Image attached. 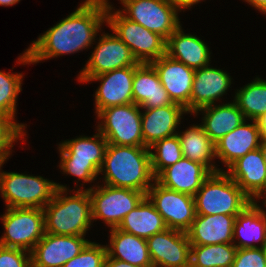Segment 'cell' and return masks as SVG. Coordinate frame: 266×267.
Instances as JSON below:
<instances>
[{
	"mask_svg": "<svg viewBox=\"0 0 266 267\" xmlns=\"http://www.w3.org/2000/svg\"><path fill=\"white\" fill-rule=\"evenodd\" d=\"M79 5L33 41L18 57L17 63L36 64L65 54L78 53L96 44L98 33L106 23V5L101 0H84Z\"/></svg>",
	"mask_w": 266,
	"mask_h": 267,
	"instance_id": "1",
	"label": "cell"
},
{
	"mask_svg": "<svg viewBox=\"0 0 266 267\" xmlns=\"http://www.w3.org/2000/svg\"><path fill=\"white\" fill-rule=\"evenodd\" d=\"M99 174L103 184L141 191L147 195L155 181L148 147L108 144Z\"/></svg>",
	"mask_w": 266,
	"mask_h": 267,
	"instance_id": "2",
	"label": "cell"
},
{
	"mask_svg": "<svg viewBox=\"0 0 266 267\" xmlns=\"http://www.w3.org/2000/svg\"><path fill=\"white\" fill-rule=\"evenodd\" d=\"M66 185L57 183L53 199L43 208L45 232L53 235L86 236L92 224L88 189L77 188L70 196Z\"/></svg>",
	"mask_w": 266,
	"mask_h": 267,
	"instance_id": "3",
	"label": "cell"
},
{
	"mask_svg": "<svg viewBox=\"0 0 266 267\" xmlns=\"http://www.w3.org/2000/svg\"><path fill=\"white\" fill-rule=\"evenodd\" d=\"M58 145L60 154L58 166L63 174L77 177L76 184L82 180L83 185L80 184V187L97 180L108 145L98 130L92 137L80 135L74 139L64 140Z\"/></svg>",
	"mask_w": 266,
	"mask_h": 267,
	"instance_id": "4",
	"label": "cell"
},
{
	"mask_svg": "<svg viewBox=\"0 0 266 267\" xmlns=\"http://www.w3.org/2000/svg\"><path fill=\"white\" fill-rule=\"evenodd\" d=\"M193 197L196 215L237 216L252 202L225 171L212 173Z\"/></svg>",
	"mask_w": 266,
	"mask_h": 267,
	"instance_id": "5",
	"label": "cell"
},
{
	"mask_svg": "<svg viewBox=\"0 0 266 267\" xmlns=\"http://www.w3.org/2000/svg\"><path fill=\"white\" fill-rule=\"evenodd\" d=\"M0 193L6 208L43 209L54 197L57 183L42 176L2 171Z\"/></svg>",
	"mask_w": 266,
	"mask_h": 267,
	"instance_id": "6",
	"label": "cell"
},
{
	"mask_svg": "<svg viewBox=\"0 0 266 267\" xmlns=\"http://www.w3.org/2000/svg\"><path fill=\"white\" fill-rule=\"evenodd\" d=\"M101 1L106 5L107 27L130 48L138 63H151L166 54V40L162 36L126 18L109 0Z\"/></svg>",
	"mask_w": 266,
	"mask_h": 267,
	"instance_id": "7",
	"label": "cell"
},
{
	"mask_svg": "<svg viewBox=\"0 0 266 267\" xmlns=\"http://www.w3.org/2000/svg\"><path fill=\"white\" fill-rule=\"evenodd\" d=\"M141 107L132 103L110 106L97 114L98 130L108 144L144 147Z\"/></svg>",
	"mask_w": 266,
	"mask_h": 267,
	"instance_id": "8",
	"label": "cell"
},
{
	"mask_svg": "<svg viewBox=\"0 0 266 267\" xmlns=\"http://www.w3.org/2000/svg\"><path fill=\"white\" fill-rule=\"evenodd\" d=\"M86 189L91 197L92 221L100 219L110 229L118 228L124 217L146 197L141 191L106 184H93Z\"/></svg>",
	"mask_w": 266,
	"mask_h": 267,
	"instance_id": "9",
	"label": "cell"
},
{
	"mask_svg": "<svg viewBox=\"0 0 266 267\" xmlns=\"http://www.w3.org/2000/svg\"><path fill=\"white\" fill-rule=\"evenodd\" d=\"M4 233L0 245L31 252L44 236L45 223L43 209L6 208L1 215Z\"/></svg>",
	"mask_w": 266,
	"mask_h": 267,
	"instance_id": "10",
	"label": "cell"
},
{
	"mask_svg": "<svg viewBox=\"0 0 266 267\" xmlns=\"http://www.w3.org/2000/svg\"><path fill=\"white\" fill-rule=\"evenodd\" d=\"M119 11L129 20L162 36L165 40L181 25V10L171 0H120Z\"/></svg>",
	"mask_w": 266,
	"mask_h": 267,
	"instance_id": "11",
	"label": "cell"
},
{
	"mask_svg": "<svg viewBox=\"0 0 266 267\" xmlns=\"http://www.w3.org/2000/svg\"><path fill=\"white\" fill-rule=\"evenodd\" d=\"M162 216L166 227L187 232L196 216L194 197L160 185L156 180L146 195Z\"/></svg>",
	"mask_w": 266,
	"mask_h": 267,
	"instance_id": "12",
	"label": "cell"
},
{
	"mask_svg": "<svg viewBox=\"0 0 266 267\" xmlns=\"http://www.w3.org/2000/svg\"><path fill=\"white\" fill-rule=\"evenodd\" d=\"M94 51L80 70L77 78H91L105 72L124 67L137 66L139 63L132 55L130 48L116 34L103 32Z\"/></svg>",
	"mask_w": 266,
	"mask_h": 267,
	"instance_id": "13",
	"label": "cell"
},
{
	"mask_svg": "<svg viewBox=\"0 0 266 267\" xmlns=\"http://www.w3.org/2000/svg\"><path fill=\"white\" fill-rule=\"evenodd\" d=\"M134 66L115 69L91 78H78V82L100 81L95 91V114L110 106L132 104Z\"/></svg>",
	"mask_w": 266,
	"mask_h": 267,
	"instance_id": "14",
	"label": "cell"
},
{
	"mask_svg": "<svg viewBox=\"0 0 266 267\" xmlns=\"http://www.w3.org/2000/svg\"><path fill=\"white\" fill-rule=\"evenodd\" d=\"M146 241L153 267H190L191 244L186 232L167 228Z\"/></svg>",
	"mask_w": 266,
	"mask_h": 267,
	"instance_id": "15",
	"label": "cell"
},
{
	"mask_svg": "<svg viewBox=\"0 0 266 267\" xmlns=\"http://www.w3.org/2000/svg\"><path fill=\"white\" fill-rule=\"evenodd\" d=\"M89 242L84 236L53 235L45 232L30 252L32 267H62Z\"/></svg>",
	"mask_w": 266,
	"mask_h": 267,
	"instance_id": "16",
	"label": "cell"
},
{
	"mask_svg": "<svg viewBox=\"0 0 266 267\" xmlns=\"http://www.w3.org/2000/svg\"><path fill=\"white\" fill-rule=\"evenodd\" d=\"M158 73L163 88L173 103L190 113V97L195 70L167 54L150 63Z\"/></svg>",
	"mask_w": 266,
	"mask_h": 267,
	"instance_id": "17",
	"label": "cell"
},
{
	"mask_svg": "<svg viewBox=\"0 0 266 267\" xmlns=\"http://www.w3.org/2000/svg\"><path fill=\"white\" fill-rule=\"evenodd\" d=\"M225 172L252 201H266V164L260 148L239 158Z\"/></svg>",
	"mask_w": 266,
	"mask_h": 267,
	"instance_id": "18",
	"label": "cell"
},
{
	"mask_svg": "<svg viewBox=\"0 0 266 267\" xmlns=\"http://www.w3.org/2000/svg\"><path fill=\"white\" fill-rule=\"evenodd\" d=\"M246 121L215 143L216 158L227 169L248 152L260 148L263 135L257 121Z\"/></svg>",
	"mask_w": 266,
	"mask_h": 267,
	"instance_id": "19",
	"label": "cell"
},
{
	"mask_svg": "<svg viewBox=\"0 0 266 267\" xmlns=\"http://www.w3.org/2000/svg\"><path fill=\"white\" fill-rule=\"evenodd\" d=\"M207 65L195 70L190 97L191 115L198 109L213 105L227 94L233 78L222 69Z\"/></svg>",
	"mask_w": 266,
	"mask_h": 267,
	"instance_id": "20",
	"label": "cell"
},
{
	"mask_svg": "<svg viewBox=\"0 0 266 267\" xmlns=\"http://www.w3.org/2000/svg\"><path fill=\"white\" fill-rule=\"evenodd\" d=\"M141 129L144 147L152 146L156 141L178 133V126L182 117L188 112L186 109L173 103L164 107L141 109Z\"/></svg>",
	"mask_w": 266,
	"mask_h": 267,
	"instance_id": "21",
	"label": "cell"
},
{
	"mask_svg": "<svg viewBox=\"0 0 266 267\" xmlns=\"http://www.w3.org/2000/svg\"><path fill=\"white\" fill-rule=\"evenodd\" d=\"M211 174L205 165L183 157L165 168L155 180L168 189L194 196Z\"/></svg>",
	"mask_w": 266,
	"mask_h": 267,
	"instance_id": "22",
	"label": "cell"
},
{
	"mask_svg": "<svg viewBox=\"0 0 266 267\" xmlns=\"http://www.w3.org/2000/svg\"><path fill=\"white\" fill-rule=\"evenodd\" d=\"M257 203L258 201H252L236 216L233 244L237 248L266 247V211ZM262 203L266 208V201Z\"/></svg>",
	"mask_w": 266,
	"mask_h": 267,
	"instance_id": "23",
	"label": "cell"
},
{
	"mask_svg": "<svg viewBox=\"0 0 266 267\" xmlns=\"http://www.w3.org/2000/svg\"><path fill=\"white\" fill-rule=\"evenodd\" d=\"M133 102L141 109H152L173 104L163 88L155 68L150 63L134 66L132 83Z\"/></svg>",
	"mask_w": 266,
	"mask_h": 267,
	"instance_id": "24",
	"label": "cell"
},
{
	"mask_svg": "<svg viewBox=\"0 0 266 267\" xmlns=\"http://www.w3.org/2000/svg\"><path fill=\"white\" fill-rule=\"evenodd\" d=\"M180 25L166 40V54L196 70L211 62V51L207 44L190 33H184Z\"/></svg>",
	"mask_w": 266,
	"mask_h": 267,
	"instance_id": "25",
	"label": "cell"
},
{
	"mask_svg": "<svg viewBox=\"0 0 266 267\" xmlns=\"http://www.w3.org/2000/svg\"><path fill=\"white\" fill-rule=\"evenodd\" d=\"M236 216L196 215L186 232L191 245H214L233 243V229Z\"/></svg>",
	"mask_w": 266,
	"mask_h": 267,
	"instance_id": "26",
	"label": "cell"
},
{
	"mask_svg": "<svg viewBox=\"0 0 266 267\" xmlns=\"http://www.w3.org/2000/svg\"><path fill=\"white\" fill-rule=\"evenodd\" d=\"M200 112L203 113L200 125L214 143L245 120L242 111L234 101L223 103V105L213 104L202 107L196 110L193 116H197Z\"/></svg>",
	"mask_w": 266,
	"mask_h": 267,
	"instance_id": "27",
	"label": "cell"
},
{
	"mask_svg": "<svg viewBox=\"0 0 266 267\" xmlns=\"http://www.w3.org/2000/svg\"><path fill=\"white\" fill-rule=\"evenodd\" d=\"M109 232L110 244L105 245L107 257L140 267H153L145 239L118 228L110 229Z\"/></svg>",
	"mask_w": 266,
	"mask_h": 267,
	"instance_id": "28",
	"label": "cell"
},
{
	"mask_svg": "<svg viewBox=\"0 0 266 267\" xmlns=\"http://www.w3.org/2000/svg\"><path fill=\"white\" fill-rule=\"evenodd\" d=\"M177 135L184 158L205 165L212 173L225 171L222 167L218 168L217 164L215 165V143L204 132L200 124H193L182 132L178 131Z\"/></svg>",
	"mask_w": 266,
	"mask_h": 267,
	"instance_id": "29",
	"label": "cell"
},
{
	"mask_svg": "<svg viewBox=\"0 0 266 267\" xmlns=\"http://www.w3.org/2000/svg\"><path fill=\"white\" fill-rule=\"evenodd\" d=\"M118 229L147 240L167 229L162 216L146 196L137 207L127 214Z\"/></svg>",
	"mask_w": 266,
	"mask_h": 267,
	"instance_id": "30",
	"label": "cell"
},
{
	"mask_svg": "<svg viewBox=\"0 0 266 267\" xmlns=\"http://www.w3.org/2000/svg\"><path fill=\"white\" fill-rule=\"evenodd\" d=\"M246 120H257L266 112V80L255 77L235 92L233 100Z\"/></svg>",
	"mask_w": 266,
	"mask_h": 267,
	"instance_id": "31",
	"label": "cell"
},
{
	"mask_svg": "<svg viewBox=\"0 0 266 267\" xmlns=\"http://www.w3.org/2000/svg\"><path fill=\"white\" fill-rule=\"evenodd\" d=\"M237 249L233 243L191 245L190 267H232Z\"/></svg>",
	"mask_w": 266,
	"mask_h": 267,
	"instance_id": "32",
	"label": "cell"
},
{
	"mask_svg": "<svg viewBox=\"0 0 266 267\" xmlns=\"http://www.w3.org/2000/svg\"><path fill=\"white\" fill-rule=\"evenodd\" d=\"M149 149L151 156V168L155 178L165 168L174 165L183 158L181 144L177 134L156 141L149 147Z\"/></svg>",
	"mask_w": 266,
	"mask_h": 267,
	"instance_id": "33",
	"label": "cell"
},
{
	"mask_svg": "<svg viewBox=\"0 0 266 267\" xmlns=\"http://www.w3.org/2000/svg\"><path fill=\"white\" fill-rule=\"evenodd\" d=\"M22 73L0 70V113L15 120L18 94L22 91Z\"/></svg>",
	"mask_w": 266,
	"mask_h": 267,
	"instance_id": "34",
	"label": "cell"
},
{
	"mask_svg": "<svg viewBox=\"0 0 266 267\" xmlns=\"http://www.w3.org/2000/svg\"><path fill=\"white\" fill-rule=\"evenodd\" d=\"M26 128V124L17 123L12 117L0 113V163H5L10 158L13 143L20 139L25 141Z\"/></svg>",
	"mask_w": 266,
	"mask_h": 267,
	"instance_id": "35",
	"label": "cell"
},
{
	"mask_svg": "<svg viewBox=\"0 0 266 267\" xmlns=\"http://www.w3.org/2000/svg\"><path fill=\"white\" fill-rule=\"evenodd\" d=\"M106 257V246L90 241L77 256L62 267H104Z\"/></svg>",
	"mask_w": 266,
	"mask_h": 267,
	"instance_id": "36",
	"label": "cell"
},
{
	"mask_svg": "<svg viewBox=\"0 0 266 267\" xmlns=\"http://www.w3.org/2000/svg\"><path fill=\"white\" fill-rule=\"evenodd\" d=\"M232 267H266L265 247L238 248Z\"/></svg>",
	"mask_w": 266,
	"mask_h": 267,
	"instance_id": "37",
	"label": "cell"
},
{
	"mask_svg": "<svg viewBox=\"0 0 266 267\" xmlns=\"http://www.w3.org/2000/svg\"><path fill=\"white\" fill-rule=\"evenodd\" d=\"M0 267H32L30 252L0 245Z\"/></svg>",
	"mask_w": 266,
	"mask_h": 267,
	"instance_id": "38",
	"label": "cell"
},
{
	"mask_svg": "<svg viewBox=\"0 0 266 267\" xmlns=\"http://www.w3.org/2000/svg\"><path fill=\"white\" fill-rule=\"evenodd\" d=\"M104 267H140V266L132 265L118 259L106 257L104 262Z\"/></svg>",
	"mask_w": 266,
	"mask_h": 267,
	"instance_id": "39",
	"label": "cell"
},
{
	"mask_svg": "<svg viewBox=\"0 0 266 267\" xmlns=\"http://www.w3.org/2000/svg\"><path fill=\"white\" fill-rule=\"evenodd\" d=\"M181 11L192 8L191 6L201 3L203 0H171Z\"/></svg>",
	"mask_w": 266,
	"mask_h": 267,
	"instance_id": "40",
	"label": "cell"
},
{
	"mask_svg": "<svg viewBox=\"0 0 266 267\" xmlns=\"http://www.w3.org/2000/svg\"><path fill=\"white\" fill-rule=\"evenodd\" d=\"M249 5L266 15V0H244Z\"/></svg>",
	"mask_w": 266,
	"mask_h": 267,
	"instance_id": "41",
	"label": "cell"
},
{
	"mask_svg": "<svg viewBox=\"0 0 266 267\" xmlns=\"http://www.w3.org/2000/svg\"><path fill=\"white\" fill-rule=\"evenodd\" d=\"M258 126L261 129L262 137H266V112L257 120Z\"/></svg>",
	"mask_w": 266,
	"mask_h": 267,
	"instance_id": "42",
	"label": "cell"
},
{
	"mask_svg": "<svg viewBox=\"0 0 266 267\" xmlns=\"http://www.w3.org/2000/svg\"><path fill=\"white\" fill-rule=\"evenodd\" d=\"M260 149L262 151L263 159L266 164V137H262Z\"/></svg>",
	"mask_w": 266,
	"mask_h": 267,
	"instance_id": "43",
	"label": "cell"
},
{
	"mask_svg": "<svg viewBox=\"0 0 266 267\" xmlns=\"http://www.w3.org/2000/svg\"><path fill=\"white\" fill-rule=\"evenodd\" d=\"M20 2V0H0V6H13Z\"/></svg>",
	"mask_w": 266,
	"mask_h": 267,
	"instance_id": "44",
	"label": "cell"
}]
</instances>
